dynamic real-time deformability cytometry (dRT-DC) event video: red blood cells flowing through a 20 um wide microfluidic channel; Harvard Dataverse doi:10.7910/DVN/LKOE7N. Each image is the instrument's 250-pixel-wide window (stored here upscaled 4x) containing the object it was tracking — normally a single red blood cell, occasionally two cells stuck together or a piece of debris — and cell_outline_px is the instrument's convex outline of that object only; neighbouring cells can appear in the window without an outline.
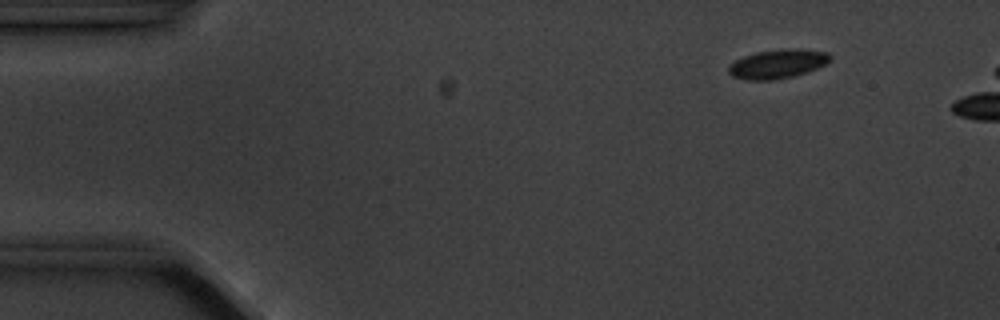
{"species": "common noctule bat (a hibernating species)", "species_latin": "Nyctalus noctula", "temperature_condition": "cold", "stored_images_in_passage": 6, "camera_frame_rate_fps": 3000, "um_per_image_px": 0.085, "animal": {"sex": "male", "body_mass_g": 20.1, "forearm_length_mm": 53.5}, "frame": {"image": 1, "passage_image": 2, "time_ms": 1.333, "image_size_px": [1000, 320], "cell_outline_px": [[832, 56], [824, 64], [808, 72], [776, 80], [748, 80], [732, 76], [728, 72], [728, 64], [744, 56], [756, 52], [780, 48], [800, 48], [828, 52]], "centroid_in_image_um": [66.08, 5.42], "position_along_channel_um": 18.9, "area_um2": 17.34}}